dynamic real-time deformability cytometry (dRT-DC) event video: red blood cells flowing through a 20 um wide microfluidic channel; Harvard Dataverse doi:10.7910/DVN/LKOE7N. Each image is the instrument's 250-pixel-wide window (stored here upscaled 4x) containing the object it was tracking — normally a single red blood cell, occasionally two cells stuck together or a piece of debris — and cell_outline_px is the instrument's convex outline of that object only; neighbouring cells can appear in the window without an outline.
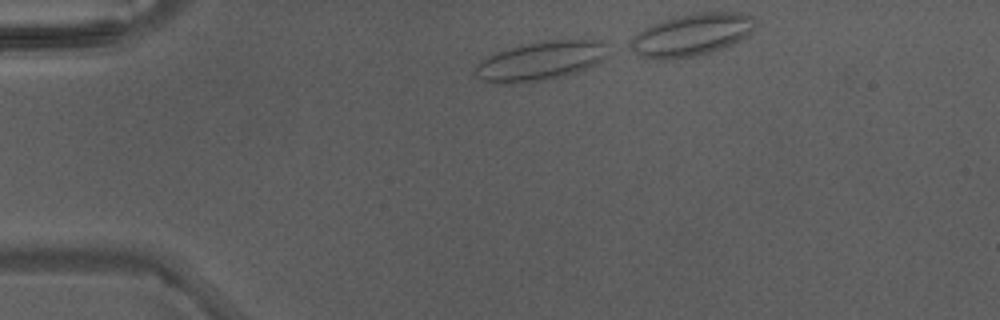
{"species": "Egyptian fruit bat (a non-hibernating species)", "species_latin": "Rousettus aegyptiacus", "temperature_condition": "warm", "stored_images_in_passage": 16, "camera_frame_rate_fps": 3000, "um_per_image_px": 0.085, "animal": {"sex": "male"}, "frame": {"image": 1, "passage_image": 1, "time_ms": 0.0, "image_size_px": [1000, 320], "cell_outline_px": [[604, 56], [596, 64], [588, 68], [576, 72], [544, 80], [500, 84], [496, 84], [484, 80], [476, 76], [476, 64], [488, 56], [520, 44], [548, 40], [604, 40]], "centroid_in_image_um": [45.91, 5.17], "position_along_channel_um": 39.1, "area_um2": 29.59}}
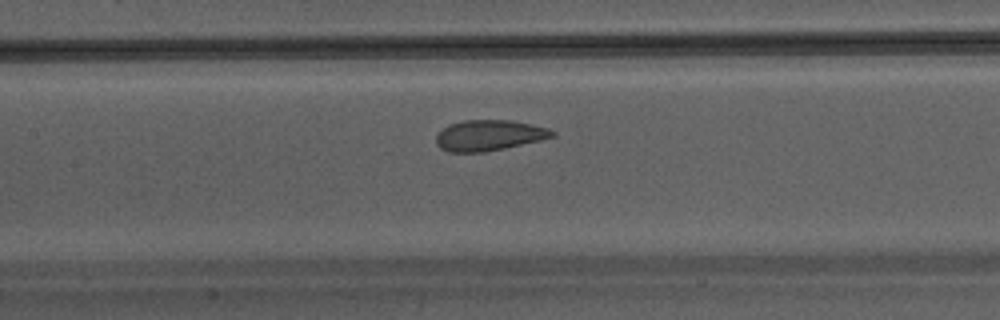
{"frame": {"image": 2, "passage_image": 12, "time_ms": 3.667, "image_size_px": [1000, 320], "cell_outline_px": [[556, 136], [540, 140], [504, 148], [484, 152], [448, 152], [440, 148], [436, 144], [436, 136], [448, 124], [464, 120], [512, 120], [548, 128], [556, 132]], "centroid_in_image_um": [41.56, 11.5], "position_along_channel_um": 165.8, "area_um2": 20.75}}